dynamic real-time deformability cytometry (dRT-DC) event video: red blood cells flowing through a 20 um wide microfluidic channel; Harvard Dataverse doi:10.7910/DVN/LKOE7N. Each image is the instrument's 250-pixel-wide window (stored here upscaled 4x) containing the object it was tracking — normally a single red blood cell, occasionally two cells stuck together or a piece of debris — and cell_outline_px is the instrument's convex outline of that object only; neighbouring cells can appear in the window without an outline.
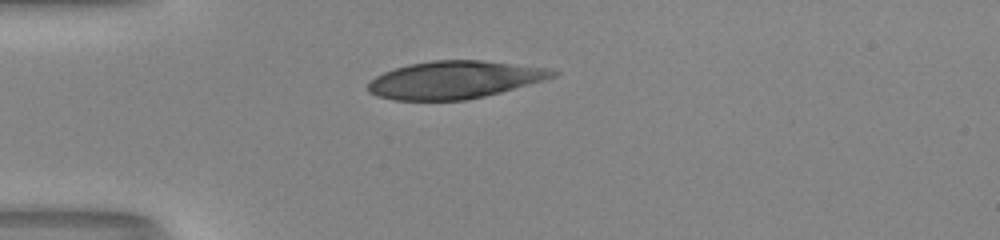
{"species": "human", "species_latin": "Homo sapiens", "temperature_condition": "room temperature", "stored_images_in_passage": 31, "camera_frame_rate_fps": 3000, "um_per_image_px": 0.085, "donor": {"sex": "male"}, "frame": {"image": 1, "passage_image": 1, "time_ms": 0.0, "image_size_px": [1000, 240], "cell_outline_px": [[560, 72], [556, 76], [544, 80], [500, 92], [484, 96], [464, 100], [392, 100], [376, 96], [368, 92], [368, 84], [376, 76], [384, 72], [408, 64], [432, 60], [480, 60], [544, 68]], "centroid_in_image_um": [38.59, 6.79], "position_along_channel_um": 46.4, "area_um2": 40.11}}
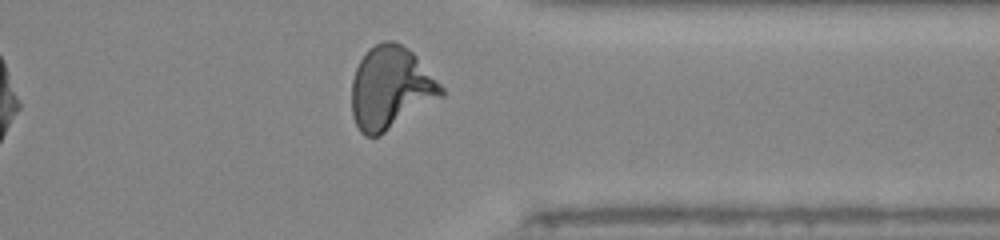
{"frame": {"image": 2, "passage_image": 27, "time_ms": 8.667, "image_size_px": [1000, 240], "cell_outline_px": [[444, 96], [380, 136], [364, 136], [360, 132], [352, 116], [352, 80], [356, 68], [364, 52], [368, 48], [384, 40], [392, 40], [408, 48], [416, 56], [444, 88]], "centroid_in_image_um": [33.2, 7.49], "position_along_channel_um": 378.2, "area_um2": 43.29}, "authors_computed_cell_mechanics": {"area_um2": 41.2692, "velocity_mm_per_s": 4.1406, "shape_relaxation_time_tau1_ms": 6.8595, "shape_relaxation_time_tau2_ms": null, "deformation_change_tau1": 0.2756, "deformation_change_tau2": null}}